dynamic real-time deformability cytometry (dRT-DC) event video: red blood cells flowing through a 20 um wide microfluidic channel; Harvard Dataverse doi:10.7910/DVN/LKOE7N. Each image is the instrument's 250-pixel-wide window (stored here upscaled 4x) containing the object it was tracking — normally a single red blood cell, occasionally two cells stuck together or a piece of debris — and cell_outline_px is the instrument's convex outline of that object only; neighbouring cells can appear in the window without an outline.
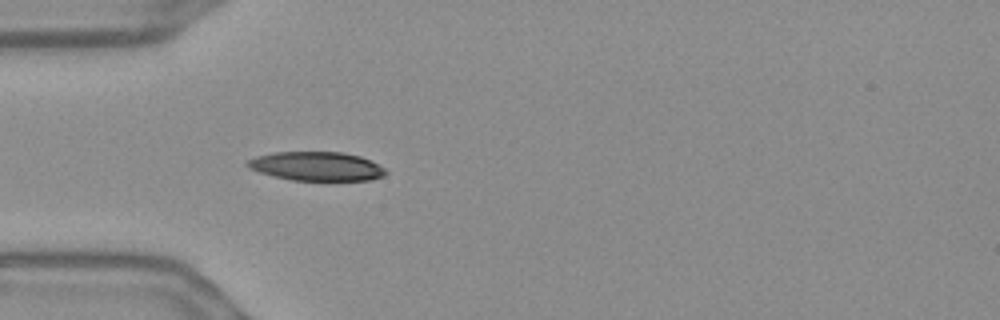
{"species": "Egyptian fruit bat (a non-hibernating species)", "species_latin": "Rousettus aegyptiacus", "temperature_condition": "warm", "stored_images_in_passage": 40, "camera_frame_rate_fps": 3000, "um_per_image_px": 0.085, "frame": {"image": 1, "passage_image": 1, "time_ms": 0.0, "image_size_px": [1000, 320], "cell_outline_px": [[388, 172], [384, 176], [368, 180], [292, 180], [260, 172], [248, 168], [244, 164], [248, 160], [256, 156], [272, 152], [344, 152], [360, 156], [372, 160], [384, 168]], "centroid_in_image_um": [26.92, 14.12], "position_along_channel_um": 58.1, "area_um2": 23.35}}
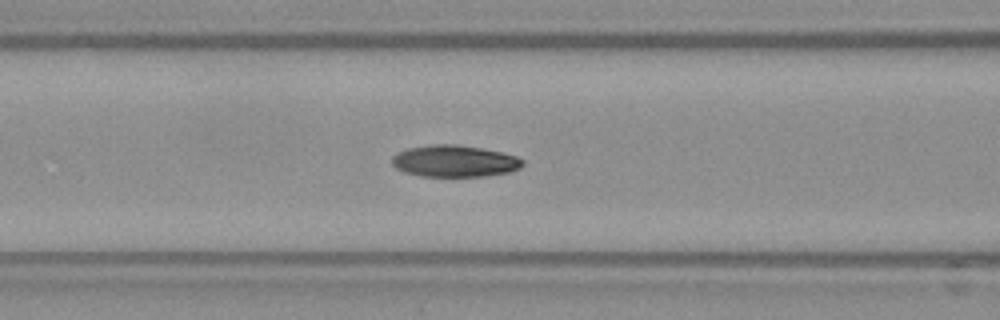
{"frame": {"image": 2, "passage_image": 7, "time_ms": 2.0, "image_size_px": [1000, 320], "cell_outline_px": [[524, 164], [520, 168], [508, 172], [488, 176], [420, 176], [404, 172], [396, 168], [392, 164], [392, 156], [408, 148], [428, 144], [456, 144], [504, 152], [516, 156], [524, 160]], "centroid_in_image_um": [38.65, 13.69], "position_along_channel_um": 128.0, "area_um2": 24.28}}
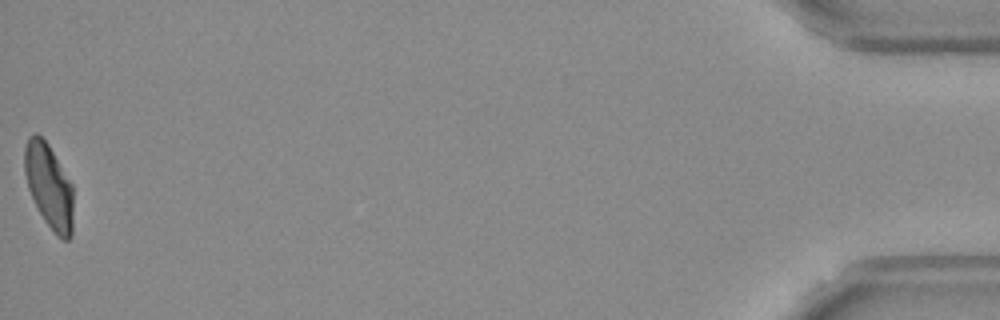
{"frame": {"image": 3, "passage_image": 40, "time_ms": 13.0, "image_size_px": [1000, 320], "cell_outline_px": [[72, 236], [68, 240], [64, 240], [56, 236], [44, 220], [28, 188], [24, 172], [24, 148], [28, 136], [36, 132], [48, 144], [72, 184]], "centroid_in_image_um": [4.15, 15.81], "position_along_channel_um": 431.0, "area_um2": 23.87}, "authors_computed_cell_mechanics": {"area_um2": 24.276, "velocity_mm_per_s": 3.6592, "shape_relaxation_time_tau1_ms": 4.5818, "shape_relaxation_time_tau2_ms": 1.958, "deformation_change_tau1": 0.1721, "deformation_change_tau2": 0.065}}